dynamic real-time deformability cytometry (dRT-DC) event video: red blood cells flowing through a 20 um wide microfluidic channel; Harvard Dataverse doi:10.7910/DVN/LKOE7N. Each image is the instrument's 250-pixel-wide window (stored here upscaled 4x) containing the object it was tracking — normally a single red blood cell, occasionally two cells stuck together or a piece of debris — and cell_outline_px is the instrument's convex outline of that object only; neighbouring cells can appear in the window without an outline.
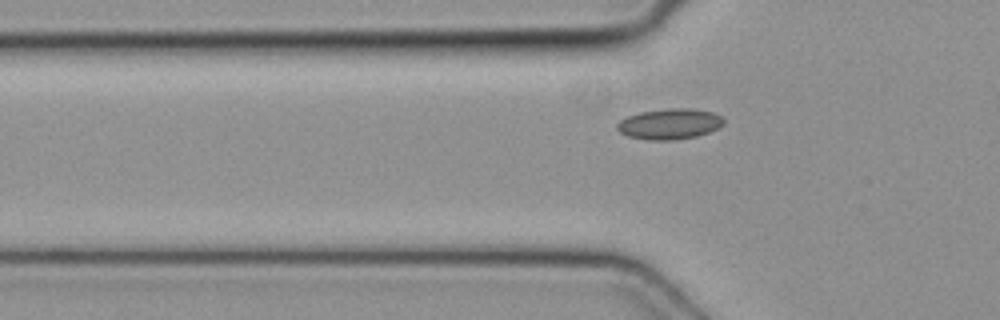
{"species": "common noctule bat (a hibernating species)", "species_latin": "Nyctalus noctula", "temperature_condition": "cold", "stored_images_in_passage": 5, "camera_frame_rate_fps": 3000, "um_per_image_px": 0.085, "animal": {"sex": "female", "body_mass_g": 19.3, "forearm_length_mm": 54.1}, "frame": {"image": 1, "passage_image": 5, "time_ms": 1.333, "image_size_px": [1000, 320], "cell_outline_px": [[724, 124], [708, 132], [696, 136], [672, 140], [648, 140], [628, 136], [620, 132], [616, 128], [616, 124], [620, 120], [628, 116], [640, 112], [668, 108], [692, 108], [712, 112], [720, 116], [724, 120]], "centroid_in_image_um": [56.89, 10.53], "position_along_channel_um": 68.9, "area_um2": 18.96}}